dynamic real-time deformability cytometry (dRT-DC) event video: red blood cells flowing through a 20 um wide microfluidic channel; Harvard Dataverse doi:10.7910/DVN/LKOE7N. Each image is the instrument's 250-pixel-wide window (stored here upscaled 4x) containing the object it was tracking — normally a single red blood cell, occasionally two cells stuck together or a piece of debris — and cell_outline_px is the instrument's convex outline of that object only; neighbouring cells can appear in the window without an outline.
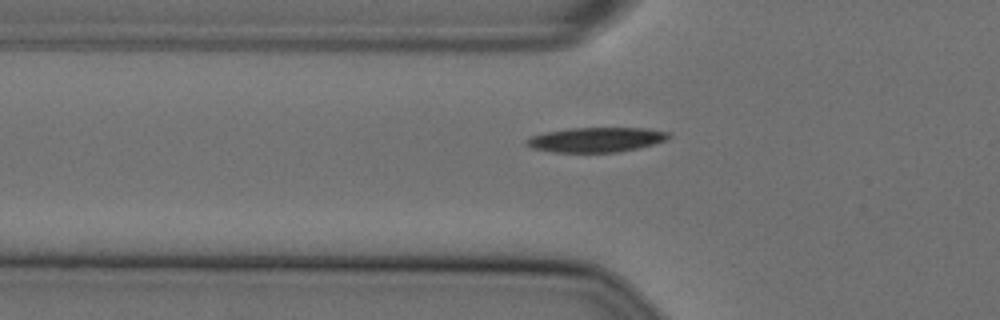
{"species": "Egyptian fruit bat (a non-hibernating species)", "species_latin": "Rousettus aegyptiacus", "temperature_condition": "cold", "stored_images_in_passage": 44, "camera_frame_rate_fps": 3000, "um_per_image_px": 0.085, "animal": {"sex": "female"}, "frame": {"image": 1, "passage_image": 8, "time_ms": 2.333, "image_size_px": [1000, 320], "cell_outline_px": [[672, 136], [668, 140], [640, 148], [616, 152], [552, 152], [532, 148], [524, 140], [532, 136], [544, 132], [568, 128], [648, 128], [672, 132]], "centroid_in_image_um": [50.75, 11.86], "position_along_channel_um": 75.1, "area_um2": 20.75}}
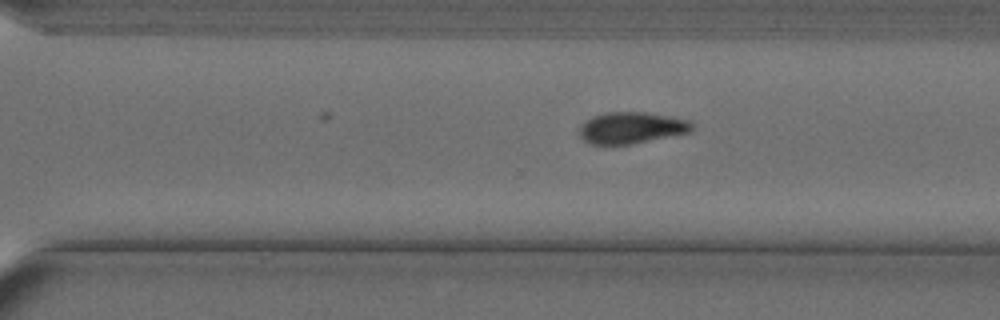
{"frame": {"image": 2, "passage_image": 28, "time_ms": 9.0, "image_size_px": [1000, 320], "cell_outline_px": [[692, 128], [688, 132], [632, 144], [592, 144], [584, 140], [580, 136], [580, 128], [588, 120], [596, 116], [608, 112], [644, 112], [688, 120], [692, 124]], "centroid_in_image_um": [53.67, 10.87], "position_along_channel_um": 316.9, "area_um2": 20.0}}
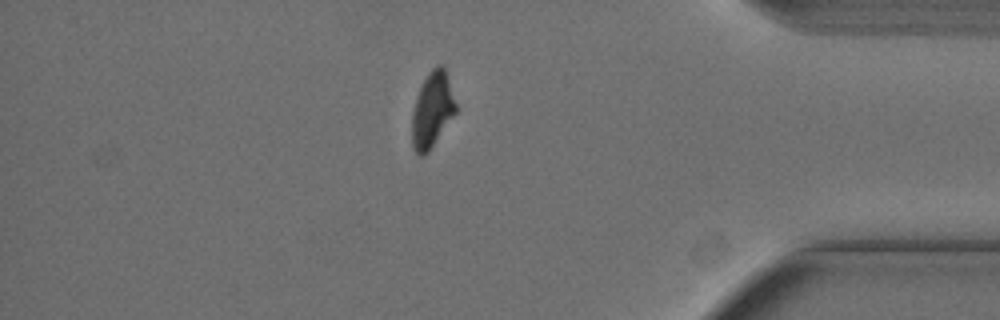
{"frame": {"image": 3, "passage_image": 37, "time_ms": 12.0, "image_size_px": [1000, 320], "cell_outline_px": [[456, 112], [428, 152], [424, 156], [416, 156], [412, 148], [412, 112], [416, 96], [428, 72], [436, 64], [440, 64], [444, 68], [456, 104]], "centroid_in_image_um": [36.7, 9.37], "position_along_channel_um": 398.5, "area_um2": 19.13}}